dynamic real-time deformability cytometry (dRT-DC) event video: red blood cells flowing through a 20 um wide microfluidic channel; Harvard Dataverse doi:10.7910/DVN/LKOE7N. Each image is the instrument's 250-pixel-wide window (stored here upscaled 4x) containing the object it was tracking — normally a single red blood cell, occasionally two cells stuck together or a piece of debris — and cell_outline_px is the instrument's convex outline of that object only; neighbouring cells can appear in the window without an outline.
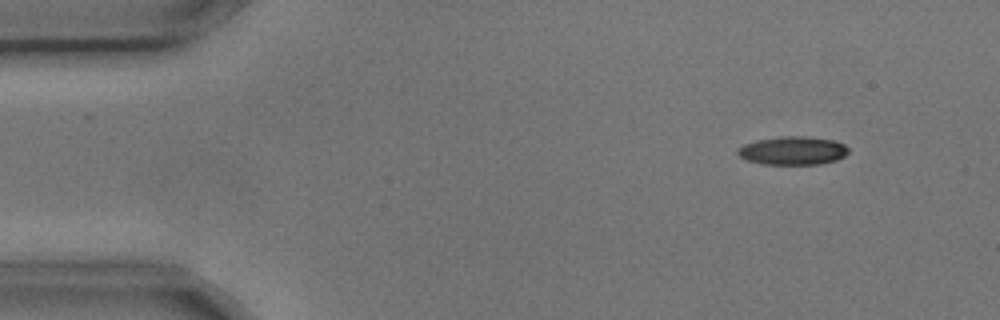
{"species": "common noctule bat (a hibernating species)", "species_latin": "Nyctalus noctula", "temperature_condition": "cold", "stored_images_in_passage": 5, "camera_frame_rate_fps": 3000, "um_per_image_px": 0.085, "animal": {"sex": "male", "body_mass_g": 17.9, "forearm_length_mm": 54.2}, "frame": {"image": 1, "passage_image": 2, "time_ms": 0.333, "image_size_px": [1000, 320], "cell_outline_px": [[848, 152], [844, 156], [836, 160], [820, 164], [764, 164], [748, 160], [740, 156], [736, 152], [744, 144], [756, 140], [780, 136], [808, 136], [832, 140], [844, 144], [848, 148]], "centroid_in_image_um": [67.4, 12.79], "position_along_channel_um": 17.6, "area_um2": 18.21}}
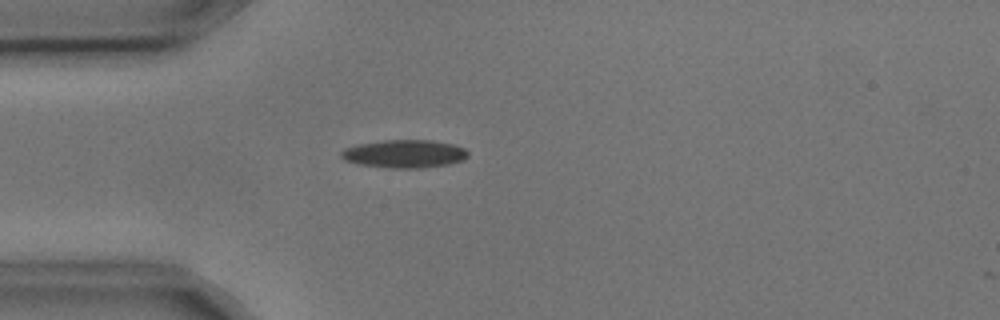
{"frame": {"image": 2, "passage_image": 4, "time_ms": 1.0, "image_size_px": [1000, 320], "cell_outline_px": [[468, 156], [464, 160], [448, 164], [424, 168], [388, 168], [356, 164], [344, 160], [340, 156], [340, 152], [344, 148], [360, 144], [384, 140], [432, 140], [452, 144], [464, 148], [468, 152]], "centroid_in_image_um": [34.36, 13.08], "position_along_channel_um": 50.6, "area_um2": 20.87}}